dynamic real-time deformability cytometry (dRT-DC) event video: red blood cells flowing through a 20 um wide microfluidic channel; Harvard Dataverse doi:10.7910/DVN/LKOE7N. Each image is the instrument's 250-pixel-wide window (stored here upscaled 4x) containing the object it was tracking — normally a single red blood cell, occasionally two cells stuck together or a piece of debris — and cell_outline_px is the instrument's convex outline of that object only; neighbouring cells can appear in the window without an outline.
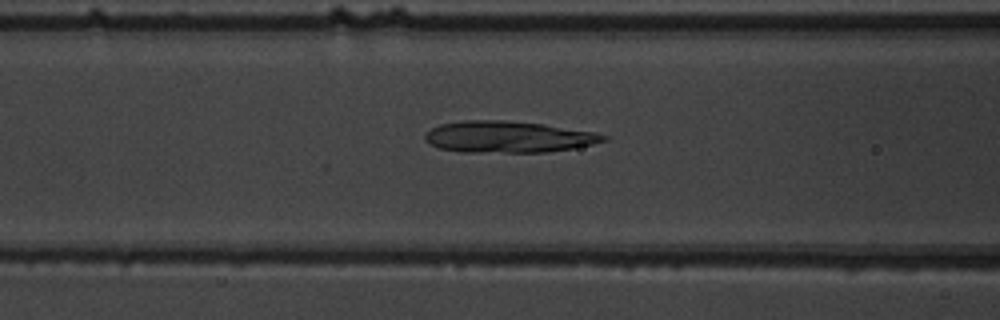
{"species": "common noctule bat (a hibernating species)", "species_latin": "Nyctalus noctula", "temperature_condition": "warm", "stored_images_in_passage": 47, "camera_frame_rate_fps": 3000, "um_per_image_px": 0.085, "animal": {"sex": "male", "body_mass_g": 19.5, "forearm_length_mm": 54.6}, "frame": {"image": 1, "passage_image": 15, "time_ms": 4.667, "image_size_px": [1000, 320], "cell_outline_px": [[608, 140], [592, 144], [572, 148], [548, 152], [464, 152], [440, 148], [424, 140], [424, 136], [432, 128], [440, 124], [464, 120], [504, 120], [544, 124], [596, 132], [608, 136]], "centroid_in_image_um": [43.22, 11.63], "position_along_channel_um": 123.4, "area_um2": 32.71}}
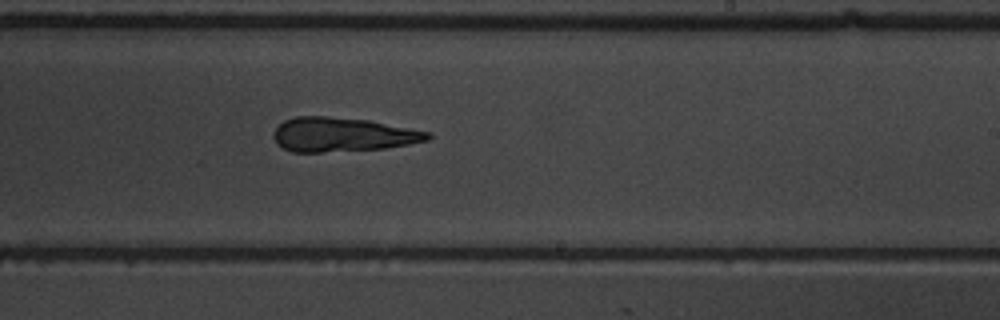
{"frame": {"image": 2, "passage_image": 26, "time_ms": 8.333, "image_size_px": [1000, 320], "cell_outline_px": [[432, 136], [428, 140], [408, 144], [384, 148], [320, 152], [292, 152], [276, 144], [272, 136], [276, 128], [284, 120], [296, 116], [328, 116], [368, 120], [432, 132]], "centroid_in_image_um": [29.1, 11.43], "position_along_channel_um": 259.9, "area_um2": 30.69}}
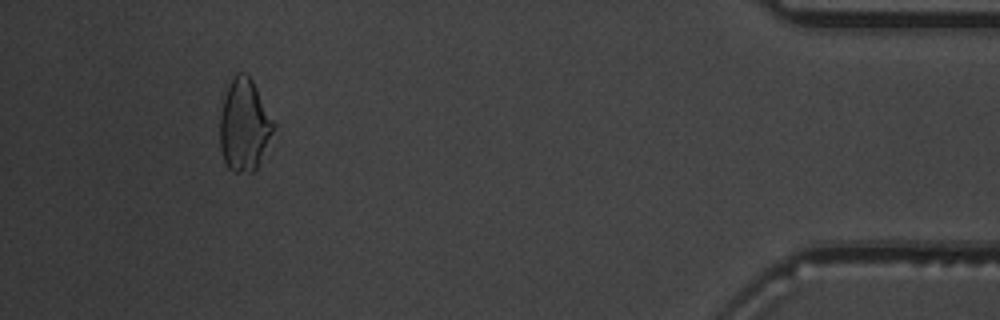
{"frame": {"image": 3, "passage_image": 43, "time_ms": 14.0, "image_size_px": [1000, 320], "cell_outline_px": [[276, 128], [256, 168], [252, 172], [232, 172], [228, 168], [224, 160], [220, 148], [220, 116], [224, 100], [228, 88], [236, 72], [244, 72], [252, 80], [276, 124]], "centroid_in_image_um": [20.78, 10.66], "position_along_channel_um": 414.4, "area_um2": 28.55}}